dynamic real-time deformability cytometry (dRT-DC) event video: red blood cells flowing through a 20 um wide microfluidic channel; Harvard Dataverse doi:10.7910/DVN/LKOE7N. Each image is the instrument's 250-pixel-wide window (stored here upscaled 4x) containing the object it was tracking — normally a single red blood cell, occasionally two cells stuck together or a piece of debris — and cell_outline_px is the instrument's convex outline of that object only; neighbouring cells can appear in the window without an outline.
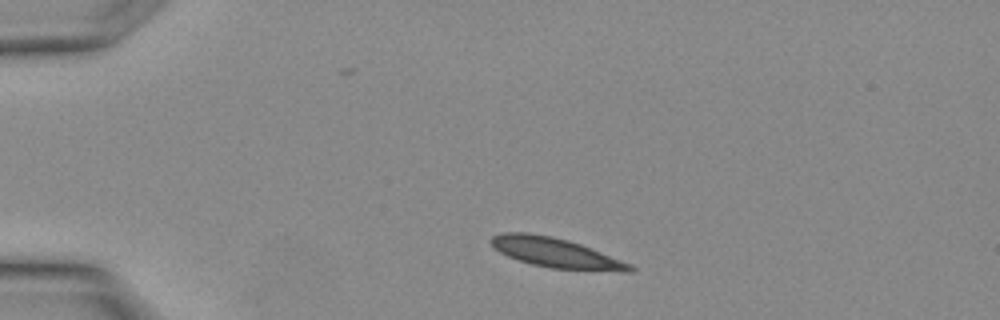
{"species": "Egyptian fruit bat (a non-hibernating species)", "species_latin": "Rousettus aegyptiacus", "temperature_condition": "warm", "stored_images_in_passage": 8, "camera_frame_rate_fps": 3000, "um_per_image_px": 0.085, "animal": {"sex": "female"}, "frame": {"image": 1, "passage_image": 3, "time_ms": 0.667, "image_size_px": [1000, 320], "cell_outline_px": [[636, 268], [632, 272], [624, 272], [552, 268], [532, 264], [508, 256], [500, 252], [488, 240], [492, 236], [504, 232], [528, 232], [552, 236], [568, 240], [580, 244], [632, 264]], "centroid_in_image_um": [47.26, 21.48], "position_along_channel_um": 37.7, "area_um2": 23.93}}
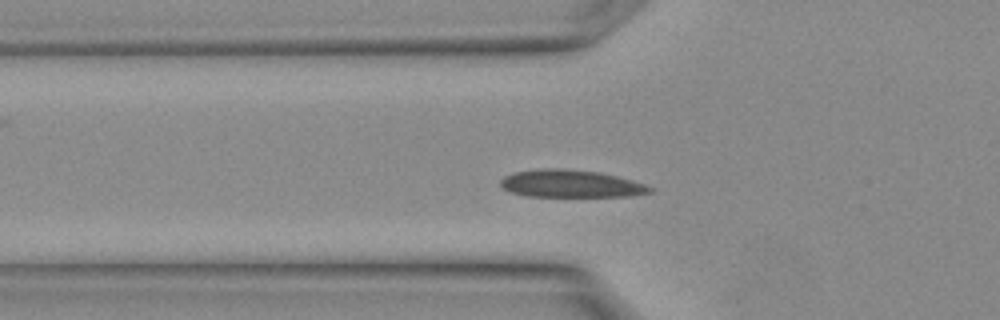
{"frame": {"image": 2, "passage_image": 7, "time_ms": 2.0, "image_size_px": [1000, 320], "cell_outline_px": [[652, 192], [632, 196], [528, 196], [512, 192], [504, 188], [500, 184], [500, 180], [504, 176], [512, 172], [540, 168], [564, 168], [600, 172], [632, 180], [644, 184], [652, 188]], "centroid_in_image_um": [48.5, 15.6], "position_along_channel_um": 77.3, "area_um2": 23.93}}